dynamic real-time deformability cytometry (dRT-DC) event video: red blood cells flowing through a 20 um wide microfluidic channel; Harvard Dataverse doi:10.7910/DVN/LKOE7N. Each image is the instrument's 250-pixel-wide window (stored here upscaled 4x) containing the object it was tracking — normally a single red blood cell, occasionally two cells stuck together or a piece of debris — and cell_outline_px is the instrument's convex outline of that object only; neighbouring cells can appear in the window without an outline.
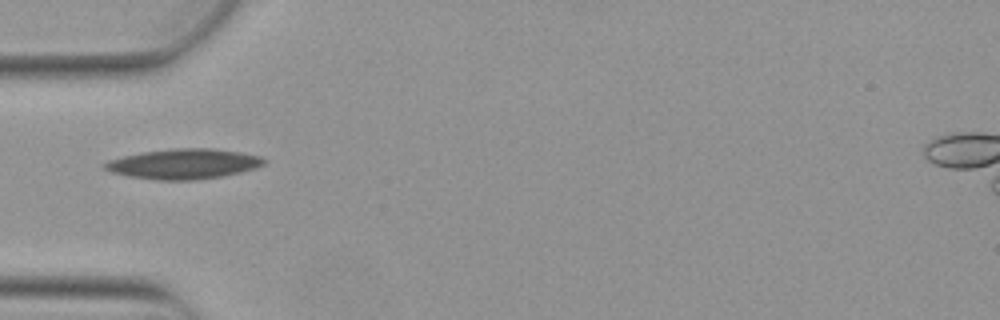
{"species": "Egyptian fruit bat (a non-hibernating species)", "species_latin": "Rousettus aegyptiacus", "temperature_condition": "warm", "stored_images_in_passage": 4, "camera_frame_rate_fps": 3000, "um_per_image_px": 0.085, "animal": {"sex": "female"}, "frame": {"image": 1, "passage_image": 1, "time_ms": 0.0, "image_size_px": [1000, 320], "cell_outline_px": [[268, 160], [264, 164], [256, 168], [240, 172], [220, 176], [192, 180], [156, 180], [128, 176], [112, 172], [100, 168], [100, 164], [108, 160], [140, 152], [172, 148], [212, 148], [240, 152], [260, 156]], "centroid_in_image_um": [15.56, 13.92], "position_along_channel_um": 69.4, "area_um2": 28.15}}
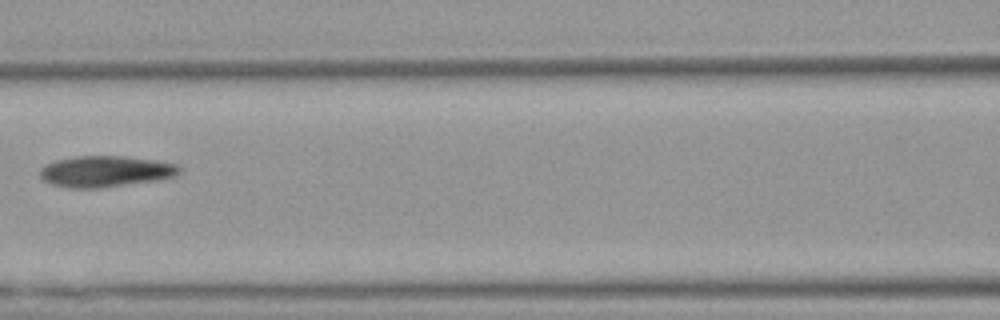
{"frame": {"image": 2, "passage_image": 3, "time_ms": 0.667, "image_size_px": [1000, 320], "cell_outline_px": [[184, 168], [176, 176], [160, 180], [100, 188], [68, 188], [52, 184], [44, 180], [40, 176], [40, 168], [44, 164], [56, 160], [76, 156], [124, 156], [156, 160], [176, 164]], "centroid_in_image_um": [9.0, 14.57], "position_along_channel_um": 157.6, "area_um2": 25.61}}
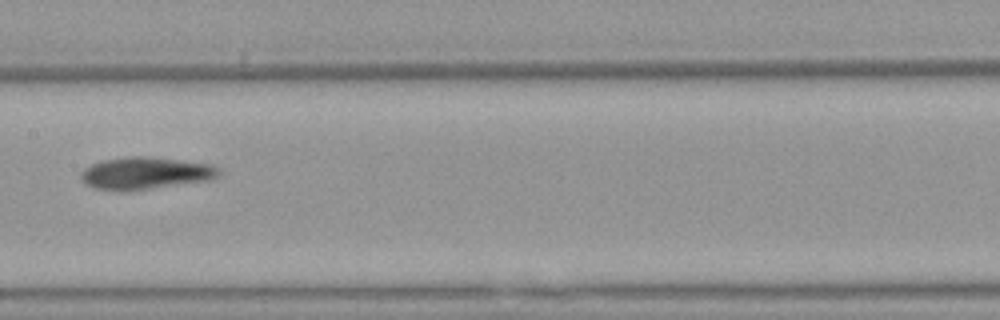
{"frame": {"image": 3, "passage_image": 4, "time_ms": 1.0, "image_size_px": [1000, 320], "cell_outline_px": [[220, 176], [212, 180], [128, 192], [120, 192], [92, 188], [80, 180], [80, 172], [84, 168], [92, 164], [104, 160], [128, 156], [152, 156], [212, 164], [220, 168]], "centroid_in_image_um": [12.37, 14.74], "position_along_channel_um": 195.0, "area_um2": 26.7}}